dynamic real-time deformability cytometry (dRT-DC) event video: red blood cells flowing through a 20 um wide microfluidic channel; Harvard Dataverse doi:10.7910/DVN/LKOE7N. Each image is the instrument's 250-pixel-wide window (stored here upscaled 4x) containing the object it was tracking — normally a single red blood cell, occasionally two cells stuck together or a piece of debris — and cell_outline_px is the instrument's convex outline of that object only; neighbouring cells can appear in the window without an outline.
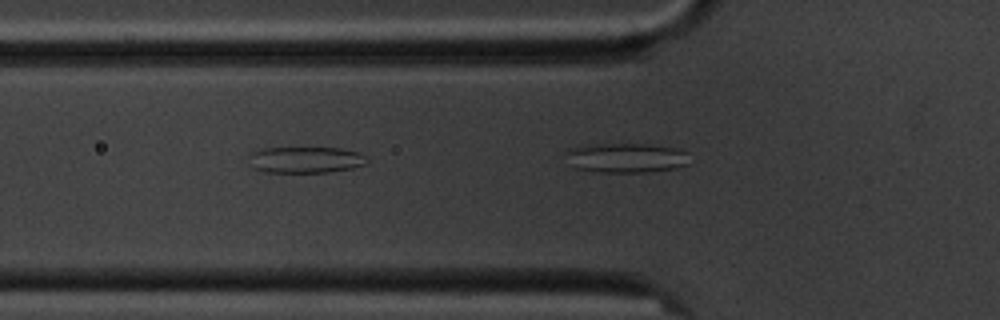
{"species": "common noctule bat (a hibernating species)", "species_latin": "Nyctalus noctula", "temperature_condition": "cold", "stored_images_in_passage": 6, "camera_frame_rate_fps": 3000, "um_per_image_px": 0.085, "animal": {"sex": "male", "body_mass_g": 20.1, "forearm_length_mm": 53.5}, "frame": {"image": 1, "passage_image": 5, "time_ms": 5.333, "image_size_px": [1000, 320], "cell_outline_px": [[368, 164], [352, 168], [328, 172], [264, 172], [252, 168], [248, 156], [252, 152], [264, 148], [340, 148], [356, 152], [368, 156]], "centroid_in_image_um": [25.98, 13.59], "position_along_channel_um": 99.8, "area_um2": 18.21}}